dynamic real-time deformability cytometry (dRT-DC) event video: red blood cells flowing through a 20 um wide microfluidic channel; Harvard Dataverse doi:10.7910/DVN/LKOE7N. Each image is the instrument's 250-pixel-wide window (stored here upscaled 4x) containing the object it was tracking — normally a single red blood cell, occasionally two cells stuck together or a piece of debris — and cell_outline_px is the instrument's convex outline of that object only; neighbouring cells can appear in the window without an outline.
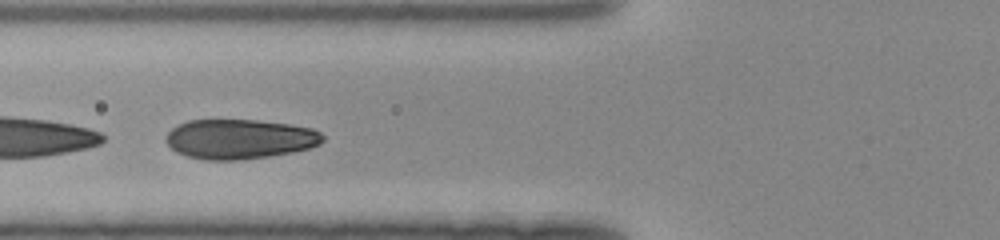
{"species": "human", "species_latin": "Homo sapiens", "temperature_condition": "room temperature", "stored_images_in_passage": 32, "camera_frame_rate_fps": 3000, "um_per_image_px": 0.085, "donor": {"sex": "female"}, "frame": {"image": 1, "passage_image": 11, "time_ms": 3.333, "image_size_px": [1000, 240], "cell_outline_px": [[324, 140], [320, 144], [308, 148], [292, 152], [268, 156], [240, 160], [204, 160], [188, 156], [176, 152], [164, 140], [168, 132], [172, 128], [188, 120], [256, 120], [292, 124], [312, 128], [320, 132], [324, 136]], "centroid_in_image_um": [20.38, 11.82], "position_along_channel_um": 105.4, "area_um2": 36.36}}
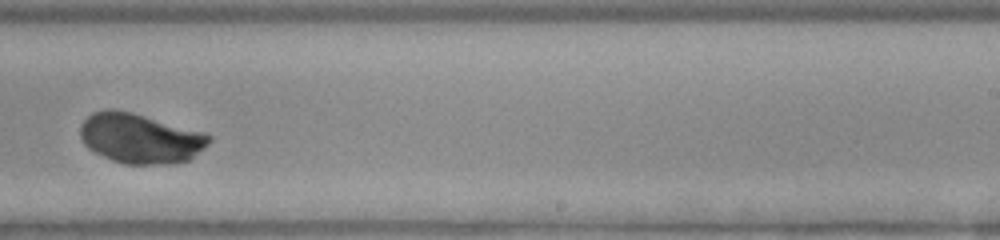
{"frame": {"image": 2, "passage_image": 23, "time_ms": 7.333, "image_size_px": [1000, 240], "cell_outline_px": [[212, 140], [204, 148], [188, 160], [168, 164], [124, 164], [112, 160], [88, 148], [84, 144], [80, 136], [80, 128], [84, 120], [92, 112], [108, 108], [112, 108], [132, 112], [204, 132], [212, 136]], "centroid_in_image_um": [11.91, 11.75], "position_along_channel_um": 277.1, "area_um2": 37.45}}
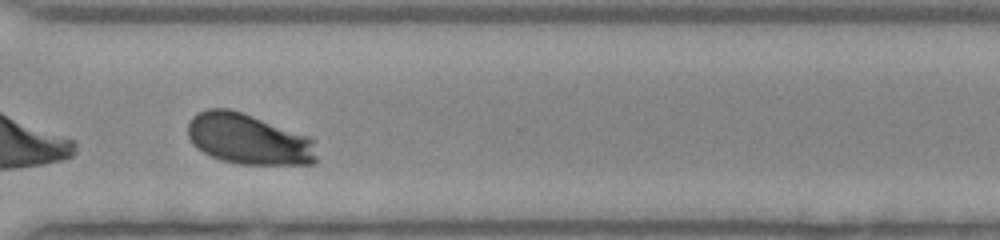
{"frame": {"image": 3, "passage_image": 28, "time_ms": 9.0, "image_size_px": [1000, 240], "cell_outline_px": [[316, 160], [312, 164], [240, 164], [220, 160], [196, 148], [192, 144], [188, 136], [188, 124], [192, 116], [208, 108], [228, 108], [312, 136], [316, 140]], "centroid_in_image_um": [21.15, 11.83], "position_along_channel_um": 349.4, "area_um2": 38.32}}